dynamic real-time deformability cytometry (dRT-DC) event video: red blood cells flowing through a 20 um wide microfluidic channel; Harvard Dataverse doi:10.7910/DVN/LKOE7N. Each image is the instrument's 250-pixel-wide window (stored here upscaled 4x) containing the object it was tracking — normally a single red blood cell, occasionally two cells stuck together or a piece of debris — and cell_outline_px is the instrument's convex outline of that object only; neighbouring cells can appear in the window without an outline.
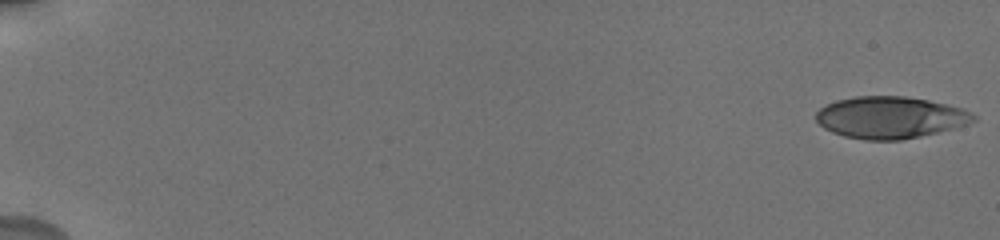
{"species": "human", "species_latin": "Homo sapiens", "temperature_condition": "cold", "stored_images_in_passage": 27, "camera_frame_rate_fps": 3000, "um_per_image_px": 0.085, "donor": {"sex": "male"}, "frame": {"image": 1, "passage_image": 1, "time_ms": 0.0, "image_size_px": [1000, 240], "cell_outline_px": [[976, 120], [968, 124], [920, 136], [900, 140], [864, 140], [844, 136], [832, 132], [824, 128], [816, 120], [816, 112], [820, 108], [836, 100], [856, 96], [904, 96], [928, 100], [948, 104], [964, 108], [976, 116]], "centroid_in_image_um": [75.67, 9.98], "position_along_channel_um": 9.3, "area_um2": 38.38}}
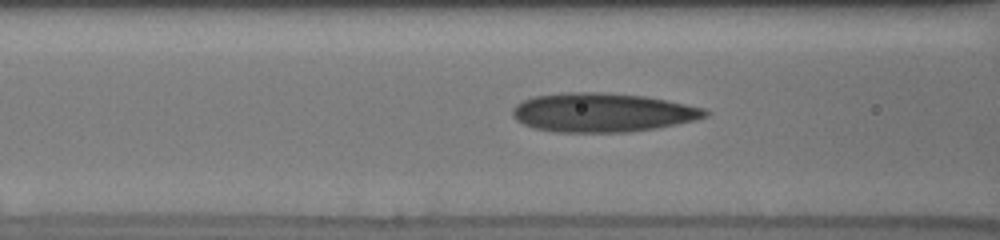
{"frame": {"image": 2, "passage_image": 17, "time_ms": 8.0, "image_size_px": [1000, 240], "cell_outline_px": [[712, 112], [708, 116], [696, 120], [656, 128], [628, 132], [556, 132], [536, 128], [524, 124], [516, 120], [512, 112], [512, 108], [516, 104], [532, 96], [560, 92], [604, 92], [644, 96], [704, 108]], "centroid_in_image_um": [51.2, 9.56], "position_along_channel_um": 115.4, "area_um2": 43.81}}
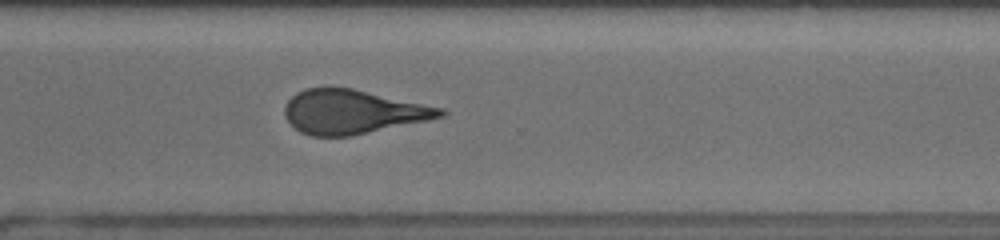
{"frame": {"image": 3, "passage_image": 27, "time_ms": 14.0, "image_size_px": [1000, 240], "cell_outline_px": [[448, 112], [444, 116], [428, 120], [348, 136], [312, 136], [300, 132], [288, 120], [284, 112], [284, 108], [288, 100], [296, 92], [304, 88], [352, 88], [444, 108]], "centroid_in_image_um": [29.98, 9.5], "position_along_channel_um": 340.6, "area_um2": 39.59}}